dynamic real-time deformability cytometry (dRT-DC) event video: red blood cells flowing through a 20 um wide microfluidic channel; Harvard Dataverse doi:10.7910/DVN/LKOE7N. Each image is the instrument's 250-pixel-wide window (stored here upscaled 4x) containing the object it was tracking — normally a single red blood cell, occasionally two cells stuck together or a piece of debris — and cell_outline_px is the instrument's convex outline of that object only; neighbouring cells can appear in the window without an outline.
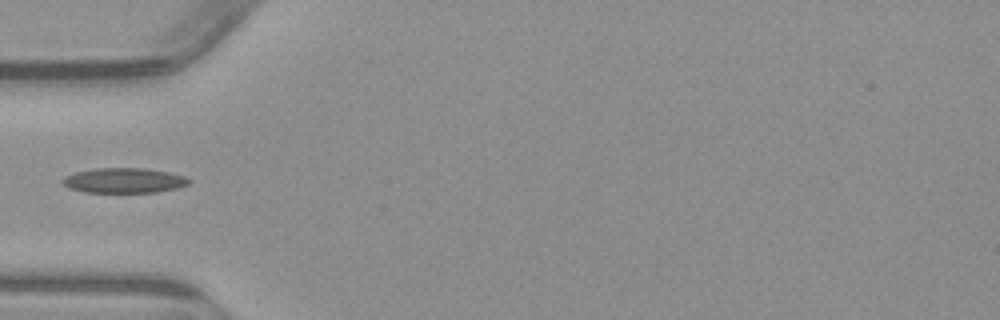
{"species": "common noctule bat (a hibernating species)", "species_latin": "Nyctalus noctula", "temperature_condition": "warm", "stored_images_in_passage": 4, "camera_frame_rate_fps": 3000, "um_per_image_px": 0.085, "animal": {"sex": "male", "body_mass_g": 23.1, "forearm_length_mm": 52.7}, "frame": {"image": 1, "passage_image": 4, "time_ms": 4.667, "image_size_px": [1000, 320], "cell_outline_px": [[192, 180], [188, 184], [176, 188], [156, 192], [84, 192], [68, 188], [60, 180], [64, 176], [76, 172], [96, 168], [148, 168], [168, 172], [184, 176]], "centroid_in_image_um": [10.52, 15.33], "position_along_channel_um": 74.5, "area_um2": 18.44}}